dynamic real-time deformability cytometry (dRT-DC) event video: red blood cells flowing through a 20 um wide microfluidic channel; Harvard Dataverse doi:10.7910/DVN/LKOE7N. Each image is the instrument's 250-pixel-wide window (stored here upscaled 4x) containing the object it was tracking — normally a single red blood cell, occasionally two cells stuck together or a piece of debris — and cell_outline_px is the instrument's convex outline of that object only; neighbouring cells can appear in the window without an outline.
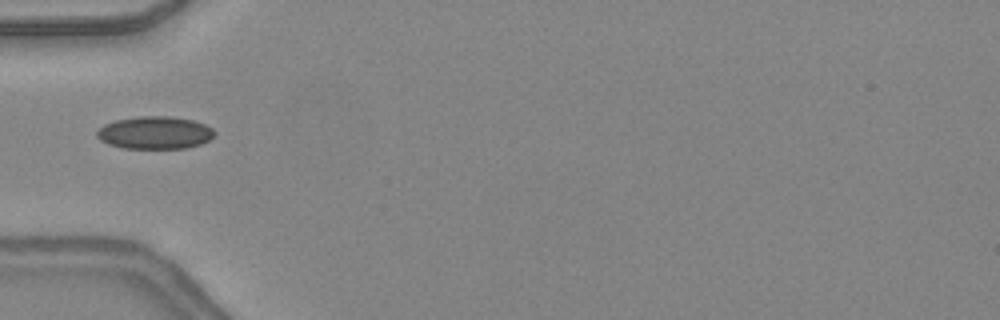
{"species": "common noctule bat (a hibernating species)", "species_latin": "Nyctalus noctula", "temperature_condition": "warm", "stored_images_in_passage": 32, "camera_frame_rate_fps": 3000, "um_per_image_px": 0.085, "animal": {"sex": "female", "body_mass_g": 24.6, "forearm_length_mm": 56.2}, "frame": {"image": 1, "passage_image": 1, "time_ms": 0.0, "image_size_px": [1000, 320], "cell_outline_px": [[216, 132], [208, 140], [200, 144], [188, 148], [124, 148], [108, 144], [100, 140], [96, 136], [96, 132], [104, 124], [116, 120], [140, 116], [168, 116], [192, 120], [204, 124], [212, 128]], "centroid_in_image_um": [13.15, 11.28], "position_along_channel_um": 71.9, "area_um2": 22.25}}
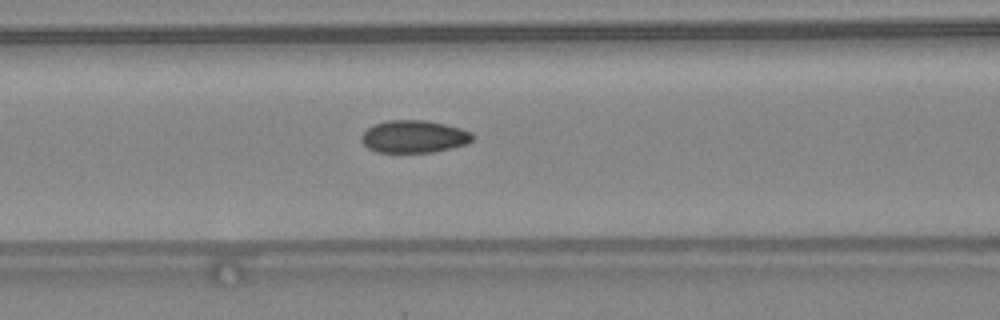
{"frame": {"image": 2, "passage_image": 5, "time_ms": 1.333, "image_size_px": [1000, 320], "cell_outline_px": [[476, 136], [468, 144], [452, 148], [432, 152], [376, 152], [368, 148], [360, 140], [360, 136], [368, 128], [376, 124], [388, 120], [428, 120], [460, 128], [472, 132]], "centroid_in_image_um": [35.22, 11.61], "position_along_channel_um": 131.4, "area_um2": 21.15}, "authors_computed_cell_mechanics": {"area_um2": 21.0103, "velocity_mm_per_s": 4.3913, "shape_relaxation_time_tau1_ms": null, "shape_relaxation_time_tau2_ms": 1.1462, "deformation_change_tau1": null, "deformation_change_tau2": 0.0515}}